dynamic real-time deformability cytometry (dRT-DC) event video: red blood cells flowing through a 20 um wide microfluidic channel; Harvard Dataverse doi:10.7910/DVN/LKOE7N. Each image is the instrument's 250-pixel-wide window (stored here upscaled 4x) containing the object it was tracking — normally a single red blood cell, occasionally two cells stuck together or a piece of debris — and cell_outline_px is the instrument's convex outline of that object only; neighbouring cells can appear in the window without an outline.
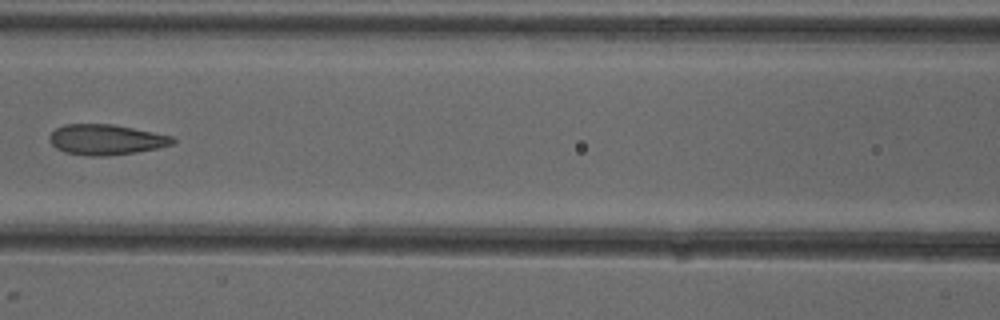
{"species": "common noctule bat (a hibernating species)", "species_latin": "Nyctalus noctula", "temperature_condition": "cold", "stored_images_in_passage": 7, "camera_frame_rate_fps": 3000, "um_per_image_px": 0.085, "animal": {"sex": "female"}, "frame": {"image": 1, "passage_image": 6, "time_ms": 7.0, "image_size_px": [1000, 320], "cell_outline_px": [[176, 140], [172, 144], [156, 148], [136, 152], [104, 156], [88, 156], [64, 152], [56, 148], [48, 140], [48, 136], [56, 128], [64, 124], [112, 124], [172, 136]], "centroid_in_image_um": [8.96, 11.87], "position_along_channel_um": 157.6, "area_um2": 21.73}}
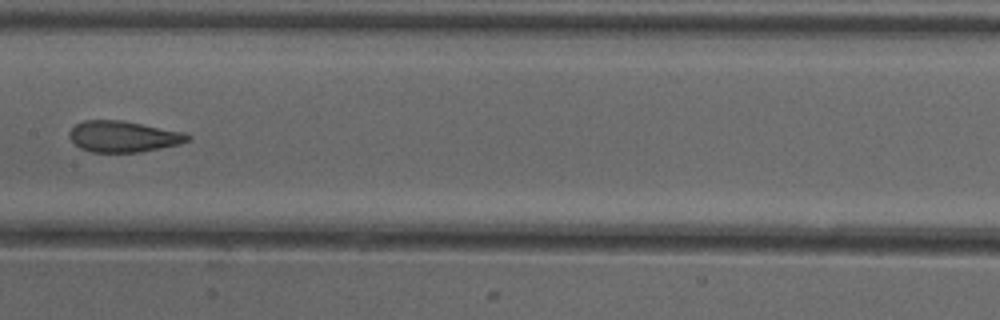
{"frame": {"image": 2, "passage_image": 7, "time_ms": 8.0, "image_size_px": [1000, 320], "cell_outline_px": [[192, 140], [180, 144], [140, 152], [92, 152], [80, 148], [68, 136], [68, 132], [76, 124], [84, 120], [124, 120], [184, 132], [192, 136]], "centroid_in_image_um": [10.51, 11.6], "position_along_channel_um": 196.9, "area_um2": 21.62}}